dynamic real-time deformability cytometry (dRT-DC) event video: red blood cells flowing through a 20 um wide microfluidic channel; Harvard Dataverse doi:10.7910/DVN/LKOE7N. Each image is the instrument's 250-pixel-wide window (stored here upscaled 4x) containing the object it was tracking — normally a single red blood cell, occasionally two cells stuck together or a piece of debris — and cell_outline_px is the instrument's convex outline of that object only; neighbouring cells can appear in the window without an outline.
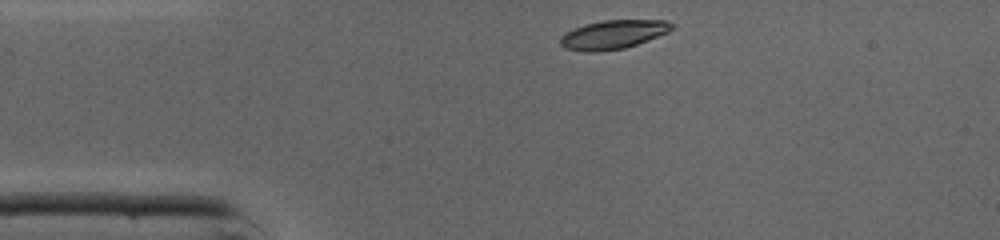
{"species": "common noctule bat (a hibernating species)", "species_latin": "Nyctalus noctula", "temperature_condition": "cold", "stored_images_in_passage": 30, "camera_frame_rate_fps": 3000, "um_per_image_px": 0.085, "animal": {"sex": "male", "body_mass_g": 19.0, "forearm_length_mm": 50.8}, "frame": {"image": 1, "passage_image": 1, "time_ms": 0.0, "image_size_px": [1000, 240], "cell_outline_px": [[672, 28], [668, 32], [636, 44], [624, 48], [596, 52], [584, 52], [564, 48], [560, 44], [560, 36], [564, 32], [572, 28], [584, 24], [604, 20], [664, 20], [672, 24]], "centroid_in_image_um": [52.03, 2.94], "position_along_channel_um": 33.0, "area_um2": 18.73}}
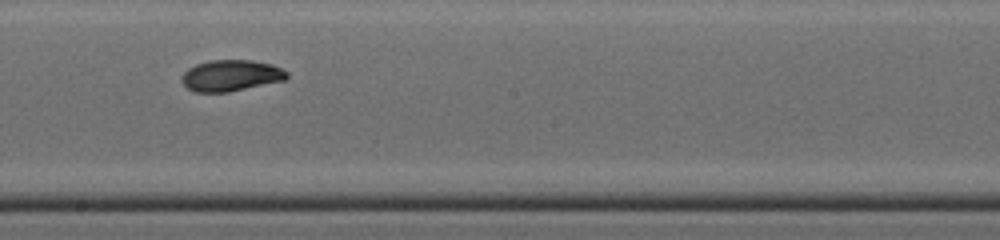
{"frame": {"image": 2, "passage_image": 17, "time_ms": 5.333, "image_size_px": [1000, 240], "cell_outline_px": [[288, 76], [284, 80], [228, 92], [196, 92], [188, 88], [180, 80], [180, 76], [188, 68], [196, 64], [212, 60], [252, 60], [272, 64], [288, 72]], "centroid_in_image_um": [19.6, 6.41], "position_along_channel_um": 228.6, "area_um2": 19.07}}
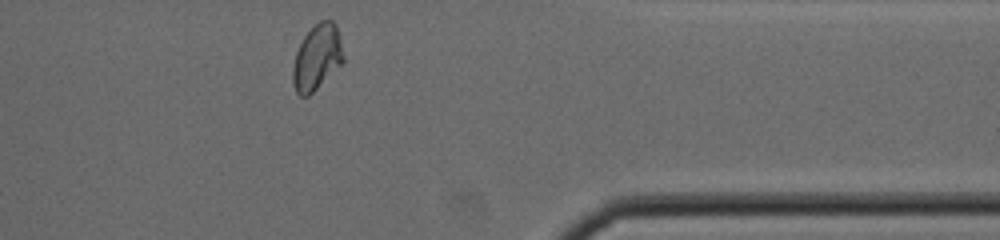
{"frame": {"image": 3, "passage_image": 29, "time_ms": 9.333, "image_size_px": [1000, 240], "cell_outline_px": [[344, 60], [308, 96], [300, 96], [296, 92], [292, 80], [292, 68], [296, 52], [304, 36], [320, 20], [332, 20], [336, 24]], "centroid_in_image_um": [26.91, 4.87], "position_along_channel_um": 384.5, "area_um2": 18.73}, "authors_computed_cell_mechanics": {"area_um2": 19.1318, "velocity_mm_per_s": 4.3338, "shape_relaxation_time_tau1_ms": 6.2852, "shape_relaxation_time_tau2_ms": 2.917, "deformation_change_tau1": 0.1809, "deformation_change_tau2": 0.0612}}